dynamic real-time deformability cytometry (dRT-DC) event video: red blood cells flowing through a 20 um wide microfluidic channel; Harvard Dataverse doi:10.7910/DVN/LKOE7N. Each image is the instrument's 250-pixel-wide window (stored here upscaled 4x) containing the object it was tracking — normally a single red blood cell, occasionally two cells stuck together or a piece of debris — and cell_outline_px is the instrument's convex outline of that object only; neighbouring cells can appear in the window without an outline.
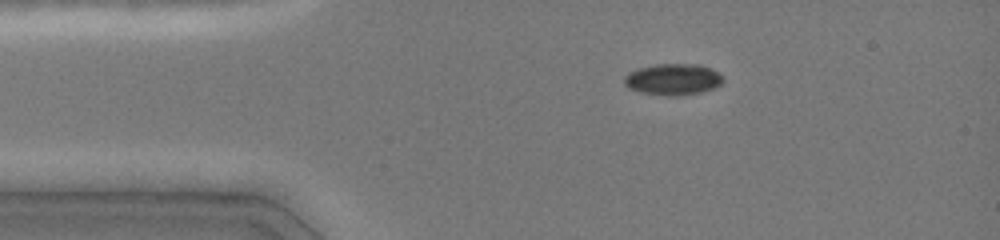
{"species": "common noctule bat (a hibernating species)", "species_latin": "Nyctalus noctula", "temperature_condition": "cold", "stored_images_in_passage": 2, "camera_frame_rate_fps": 3000, "um_per_image_px": 0.085, "animal": {"sex": "female", "body_mass_g": 19.0, "forearm_length_mm": 51.5}, "frame": {"image": 1, "passage_image": 1, "time_ms": 0.0, "image_size_px": [1000, 240], "cell_outline_px": [[724, 80], [716, 88], [700, 92], [676, 96], [668, 96], [640, 92], [628, 88], [624, 84], [624, 76], [628, 72], [636, 68], [656, 64], [700, 64], [716, 72]], "centroid_in_image_um": [57.15, 6.74], "position_along_channel_um": 27.8, "area_um2": 18.09}}